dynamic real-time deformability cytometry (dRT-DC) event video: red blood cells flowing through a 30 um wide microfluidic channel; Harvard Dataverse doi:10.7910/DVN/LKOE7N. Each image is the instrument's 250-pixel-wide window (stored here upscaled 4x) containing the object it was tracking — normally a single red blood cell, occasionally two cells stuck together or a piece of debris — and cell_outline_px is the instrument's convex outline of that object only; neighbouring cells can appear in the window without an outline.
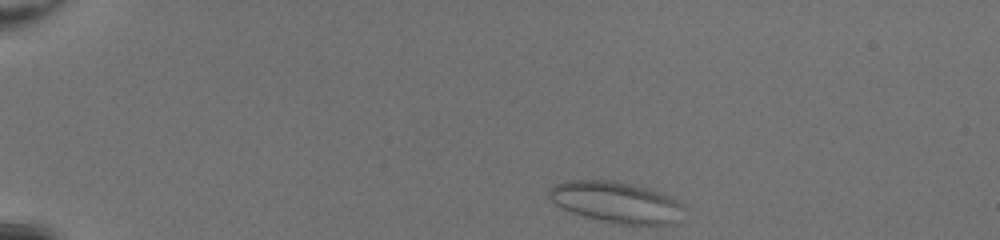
{"species": "common noctule bat (a hibernating species)", "species_latin": "Nyctalus noctula", "temperature_condition": "room temperature", "stored_images_in_passage": 41, "camera_frame_rate_fps": 3000, "um_per_image_px": 0.085, "animal": {"sex": "female", "body_mass_g": 20.0, "forearm_length_mm": 54.0}, "frame": {"image": 1, "passage_image": 1, "time_ms": 0.0, "image_size_px": [1000, 240], "cell_outline_px": [[684, 208], [676, 224], [612, 224], [584, 216], [572, 212], [556, 204], [548, 196], [548, 192], [556, 184], [568, 180], [612, 180], [632, 184], [648, 188], [672, 196], [684, 204]], "centroid_in_image_um": [52.43, 17.19], "position_along_channel_um": 32.6, "area_um2": 32.43}}
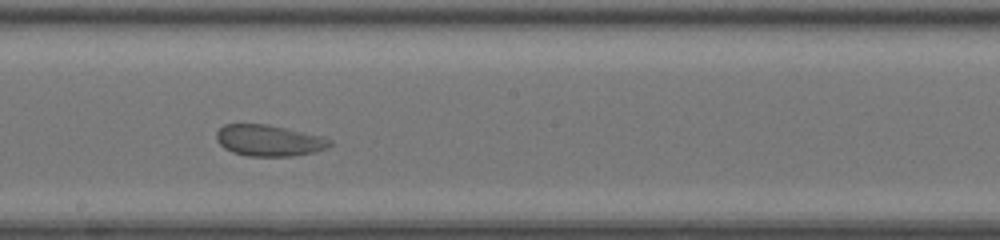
{"frame": {"image": 2, "passage_image": 21, "time_ms": 6.667, "image_size_px": [1000, 240], "cell_outline_px": [[332, 144], [328, 148], [316, 152], [292, 156], [248, 156], [232, 152], [224, 148], [216, 140], [216, 132], [224, 124], [264, 124], [324, 136], [332, 140]], "centroid_in_image_um": [22.88, 11.95], "position_along_channel_um": 225.3, "area_um2": 20.75}}
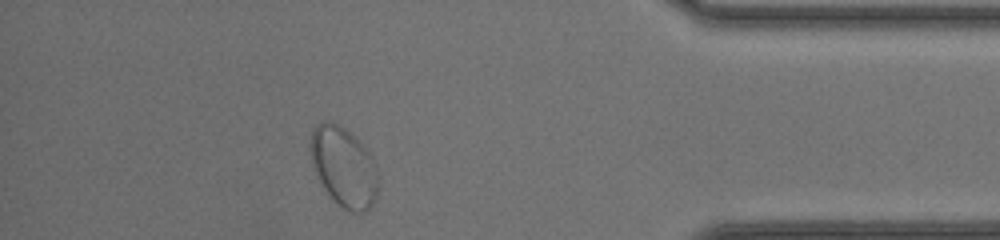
{"frame": {"image": 3, "passage_image": 36, "time_ms": 11.667, "image_size_px": [1000, 240], "cell_outline_px": [[380, 184], [372, 204], [364, 212], [352, 212], [344, 208], [332, 200], [316, 176], [312, 168], [308, 148], [308, 144], [312, 132], [316, 124], [324, 120], [332, 120], [340, 124], [372, 156], [380, 180]], "centroid_in_image_um": [29.17, 14.17], "position_along_channel_um": 406.0, "area_um2": 31.91}}